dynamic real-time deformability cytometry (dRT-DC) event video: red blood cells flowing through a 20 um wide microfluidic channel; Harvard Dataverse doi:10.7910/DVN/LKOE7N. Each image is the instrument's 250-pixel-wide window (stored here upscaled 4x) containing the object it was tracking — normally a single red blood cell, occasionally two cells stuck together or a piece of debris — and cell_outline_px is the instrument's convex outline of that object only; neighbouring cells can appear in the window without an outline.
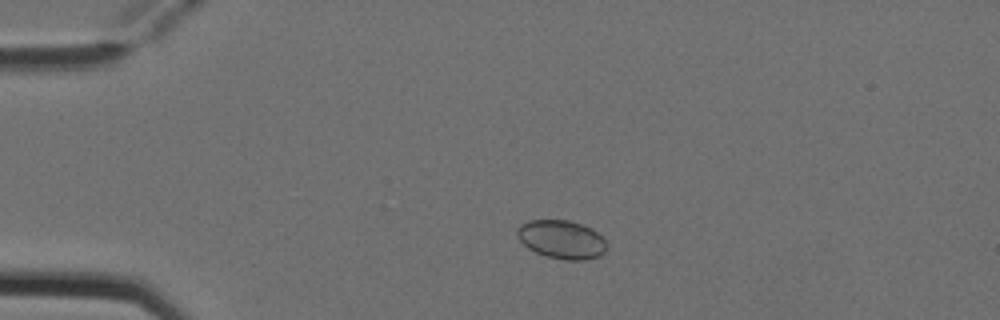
{"species": "Egyptian fruit bat (a non-hibernating species)", "species_latin": "Rousettus aegyptiacus", "temperature_condition": "cold", "stored_images_in_passage": 3, "camera_frame_rate_fps": 3000, "um_per_image_px": 0.085, "animal": {"sex": "female"}, "frame": {"image": 1, "passage_image": 1, "time_ms": 0.0, "image_size_px": [1000, 320], "cell_outline_px": [[608, 248], [600, 256], [584, 260], [564, 260], [548, 256], [536, 252], [528, 248], [516, 236], [516, 228], [520, 224], [528, 220], [568, 220], [592, 228], [608, 244]], "centroid_in_image_um": [47.73, 20.35], "position_along_channel_um": 37.3, "area_um2": 20.17}}
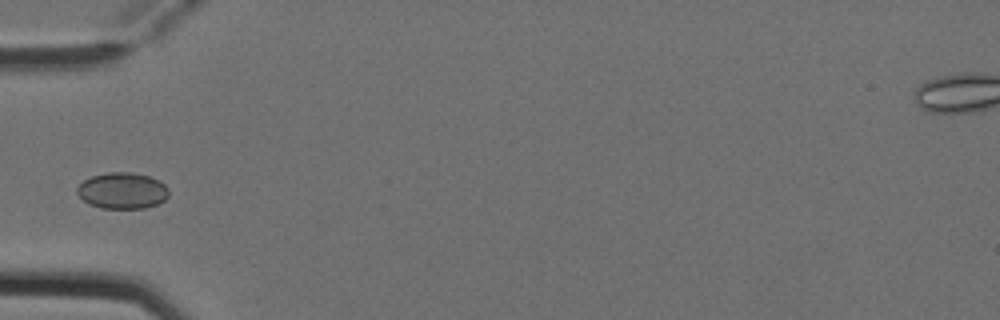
{"frame": {"image": 2, "passage_image": 3, "time_ms": 0.667, "image_size_px": [1000, 320], "cell_outline_px": [[168, 196], [164, 200], [156, 204], [144, 208], [100, 208], [88, 204], [76, 192], [76, 188], [84, 180], [92, 176], [108, 172], [132, 172], [148, 176], [160, 180], [168, 188]], "centroid_in_image_um": [10.39, 16.2], "position_along_channel_um": 74.6, "area_um2": 19.36}}